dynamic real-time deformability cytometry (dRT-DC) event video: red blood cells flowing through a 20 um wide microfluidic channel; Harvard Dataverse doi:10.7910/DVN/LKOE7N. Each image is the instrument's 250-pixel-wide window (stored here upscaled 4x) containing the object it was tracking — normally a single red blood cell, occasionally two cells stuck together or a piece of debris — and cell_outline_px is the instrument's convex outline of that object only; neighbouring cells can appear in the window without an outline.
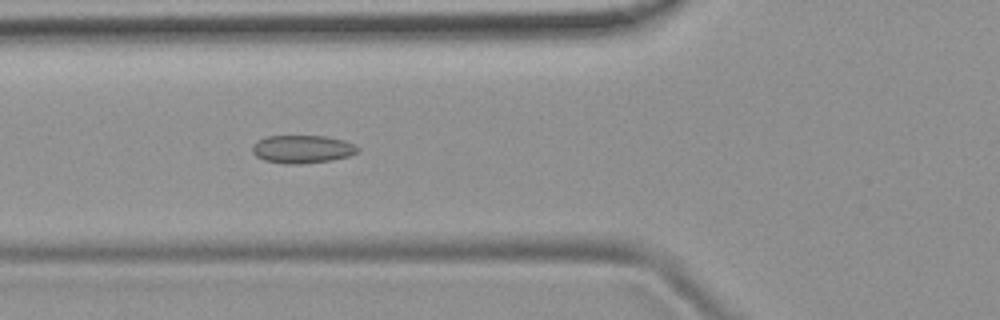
{"species": "common noctule bat (a hibernating species)", "species_latin": "Nyctalus noctula", "temperature_condition": "room temperature", "stored_images_in_passage": 6, "camera_frame_rate_fps": 3000, "um_per_image_px": 0.085, "animal": {"sex": "female", "body_mass_g": 19.9}, "frame": {"image": 1, "passage_image": 6, "time_ms": 6.0, "image_size_px": [1000, 320], "cell_outline_px": [[360, 152], [348, 156], [332, 160], [300, 164], [284, 164], [264, 160], [256, 156], [252, 152], [252, 148], [260, 140], [268, 136], [324, 136], [344, 140], [360, 148]], "centroid_in_image_um": [25.73, 12.69], "position_along_channel_um": 100.1, "area_um2": 17.11}}